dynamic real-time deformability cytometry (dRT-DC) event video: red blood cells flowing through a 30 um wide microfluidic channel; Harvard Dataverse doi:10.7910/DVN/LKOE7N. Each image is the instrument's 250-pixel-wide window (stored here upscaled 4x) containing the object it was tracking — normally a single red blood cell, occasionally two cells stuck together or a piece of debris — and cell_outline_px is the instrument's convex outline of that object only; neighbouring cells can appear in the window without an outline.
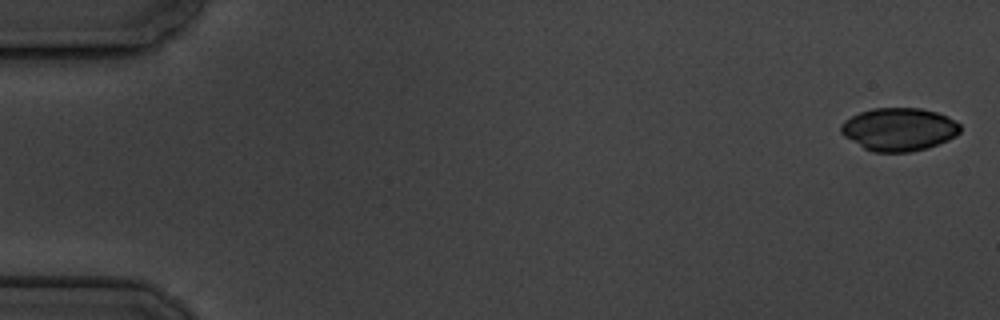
{"species": "common noctule bat (a hibernating species)", "species_latin": "Nyctalus noctula", "temperature_condition": "cold", "stored_images_in_passage": 5, "camera_frame_rate_fps": 3000, "um_per_image_px": 0.085, "animal": {"sex": "male", "body_mass_g": 19.5, "forearm_length_mm": 54.6}, "frame": {"image": 1, "passage_image": 1, "time_ms": 0.0, "image_size_px": [1000, 320], "cell_outline_px": [[960, 132], [956, 136], [948, 140], [928, 148], [912, 152], [872, 152], [864, 148], [844, 136], [840, 132], [840, 124], [844, 120], [860, 112], [872, 108], [920, 108], [936, 112], [948, 116], [956, 120], [960, 124]], "centroid_in_image_um": [76.42, 10.99], "position_along_channel_um": 8.6, "area_um2": 30.11}}